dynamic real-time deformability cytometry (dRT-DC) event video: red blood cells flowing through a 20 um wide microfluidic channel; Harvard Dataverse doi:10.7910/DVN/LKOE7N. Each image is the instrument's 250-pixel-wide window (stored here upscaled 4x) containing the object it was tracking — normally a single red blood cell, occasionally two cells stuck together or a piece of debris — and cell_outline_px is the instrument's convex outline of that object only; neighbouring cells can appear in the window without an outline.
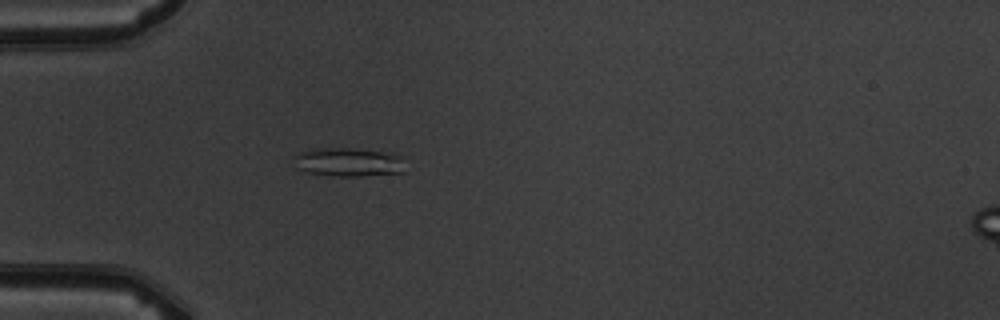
{"species": "common noctule bat (a hibernating species)", "species_latin": "Nyctalus noctula", "temperature_condition": "warm", "stored_images_in_passage": 5, "camera_frame_rate_fps": 3000, "um_per_image_px": 0.085, "animal": {"sex": "male", "body_mass_g": 19.5, "forearm_length_mm": 54.6}, "frame": {"image": 1, "passage_image": 5, "time_ms": 4.667, "image_size_px": [1000, 320], "cell_outline_px": [[400, 172], [364, 176], [336, 176], [308, 172], [296, 168], [296, 152], [312, 148], [352, 148], [396, 152], [400, 156]], "centroid_in_image_um": [29.57, 13.75], "position_along_channel_um": 55.4, "area_um2": 18.55}}